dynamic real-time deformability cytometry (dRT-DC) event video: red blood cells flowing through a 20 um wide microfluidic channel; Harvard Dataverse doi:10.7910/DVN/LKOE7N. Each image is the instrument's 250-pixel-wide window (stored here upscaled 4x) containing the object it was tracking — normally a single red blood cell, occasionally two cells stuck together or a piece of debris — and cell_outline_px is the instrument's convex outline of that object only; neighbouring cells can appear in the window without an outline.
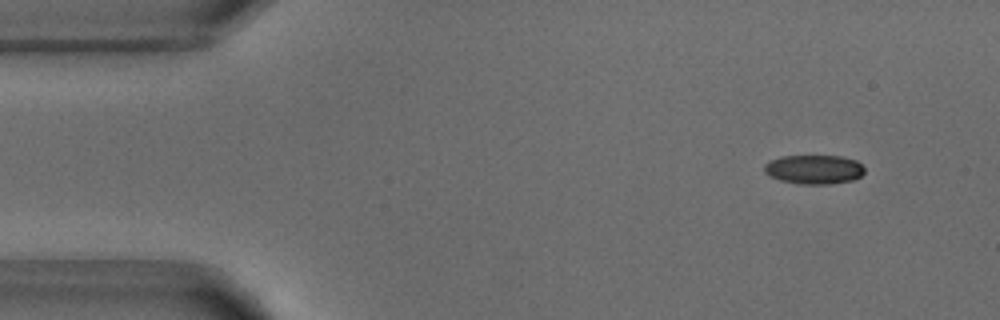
{"species": "common noctule bat (a hibernating species)", "species_latin": "Nyctalus noctula", "temperature_condition": "warm", "stored_images_in_passage": 52, "camera_frame_rate_fps": 3000, "um_per_image_px": 0.085, "animal": {"sex": "male", "body_mass_g": 18.8}, "frame": {"image": 1, "passage_image": 5, "time_ms": 1.333, "image_size_px": [1000, 320], "cell_outline_px": [[864, 172], [860, 176], [852, 180], [828, 184], [800, 184], [780, 180], [764, 172], [764, 164], [780, 156], [840, 156], [856, 160], [864, 168]], "centroid_in_image_um": [69.19, 14.4], "position_along_channel_um": 15.8, "area_um2": 16.88}}
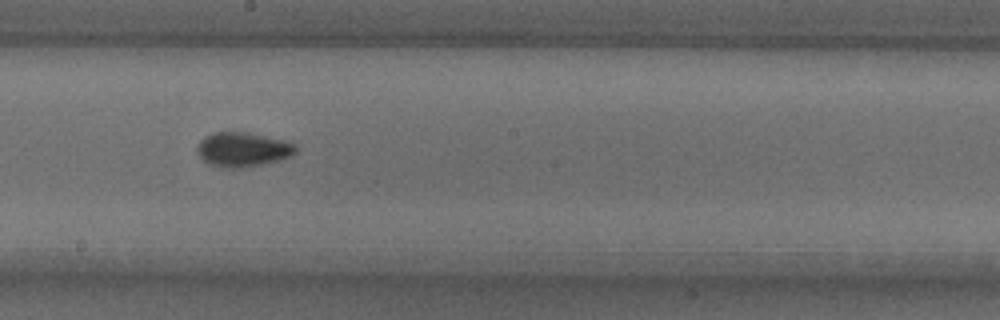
{"frame": {"image": 2, "passage_image": 28, "time_ms": 9.0, "image_size_px": [1000, 320], "cell_outline_px": [[296, 152], [292, 156], [280, 160], [240, 168], [224, 168], [208, 164], [200, 156], [196, 148], [200, 140], [204, 136], [212, 132], [248, 132], [284, 140], [296, 144]], "centroid_in_image_um": [20.63, 12.7], "position_along_channel_um": 227.6, "area_um2": 19.88}}
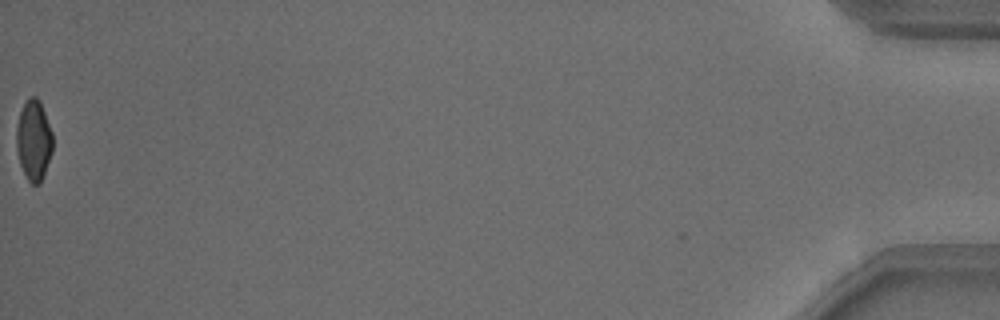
{"frame": {"image": 3, "passage_image": 52, "time_ms": 17.0, "image_size_px": [1000, 320], "cell_outline_px": [[52, 152], [40, 184], [32, 184], [28, 180], [20, 164], [16, 148], [16, 128], [20, 112], [28, 96], [36, 96], [40, 100], [52, 132]], "centroid_in_image_um": [2.86, 11.9], "position_along_channel_um": 432.3, "area_um2": 16.99}, "authors_computed_cell_mechanics": {"area_um2": 18.1203, "velocity_mm_per_s": 3.8874, "shape_relaxation_time_tau1_ms": 4.2875, "shape_relaxation_time_tau2_ms": 1.8295, "deformation_change_tau1": 0.1312, "deformation_change_tau2": 0.071}}